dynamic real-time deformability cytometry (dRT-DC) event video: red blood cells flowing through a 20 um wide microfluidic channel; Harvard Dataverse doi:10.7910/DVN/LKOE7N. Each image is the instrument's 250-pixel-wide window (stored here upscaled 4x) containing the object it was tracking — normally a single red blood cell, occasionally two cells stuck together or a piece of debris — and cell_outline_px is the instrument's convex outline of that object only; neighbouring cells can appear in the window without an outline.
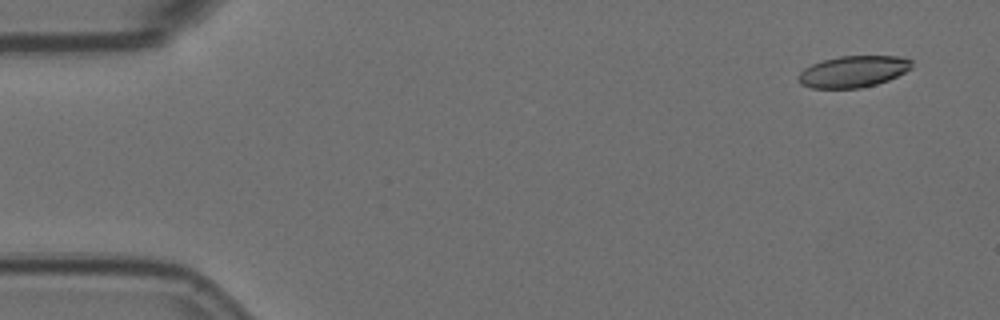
{"species": "Egyptian fruit bat (a non-hibernating species)", "species_latin": "Rousettus aegyptiacus", "temperature_condition": "room temperature", "stored_images_in_passage": 4, "camera_frame_rate_fps": 3000, "um_per_image_px": 0.085, "animal": {"sex": "female"}, "frame": {"image": 1, "passage_image": 1, "time_ms": 0.0, "image_size_px": [1000, 320], "cell_outline_px": [[912, 68], [888, 80], [876, 84], [860, 88], [812, 88], [800, 84], [796, 76], [804, 68], [812, 64], [824, 60], [840, 56], [900, 56], [912, 60]], "centroid_in_image_um": [72.51, 6.08], "position_along_channel_um": 12.5, "area_um2": 20.81}}
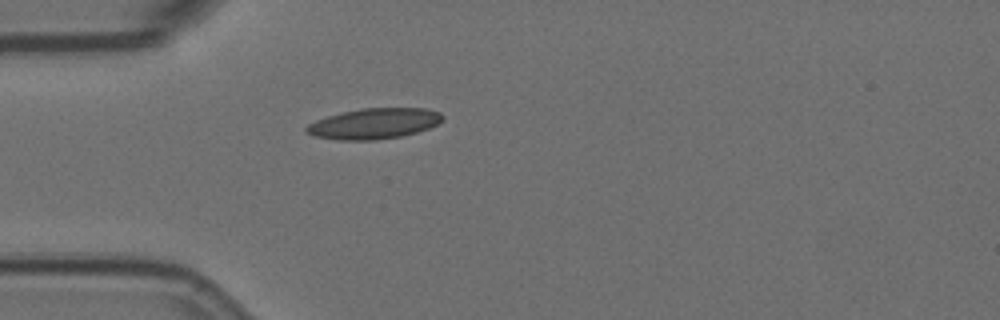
{"frame": {"image": 2, "passage_image": 4, "time_ms": 1.0, "image_size_px": [1000, 320], "cell_outline_px": [[444, 120], [428, 128], [416, 132], [400, 136], [376, 140], [340, 140], [312, 136], [304, 132], [304, 128], [308, 124], [316, 120], [340, 112], [360, 108], [424, 108], [440, 112], [444, 116]], "centroid_in_image_um": [31.76, 10.5], "position_along_channel_um": 53.2, "area_um2": 24.45}}